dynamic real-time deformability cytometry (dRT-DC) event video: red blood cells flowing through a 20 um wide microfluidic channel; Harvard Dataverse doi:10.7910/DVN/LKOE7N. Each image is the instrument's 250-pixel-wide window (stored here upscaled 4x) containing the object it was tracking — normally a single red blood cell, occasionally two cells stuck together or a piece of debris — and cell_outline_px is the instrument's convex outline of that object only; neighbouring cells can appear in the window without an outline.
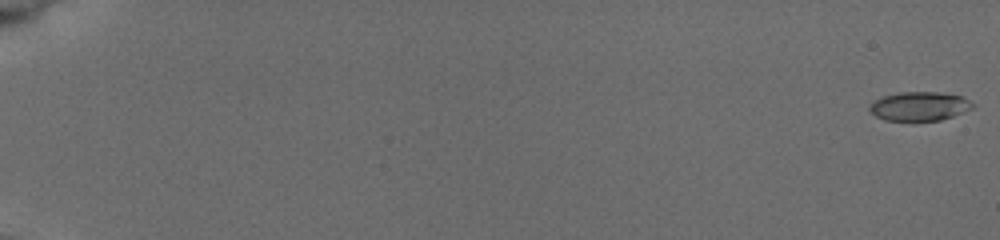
{"species": "common noctule bat (a hibernating species)", "species_latin": "Nyctalus noctula", "temperature_condition": "cold", "stored_images_in_passage": 51, "camera_frame_rate_fps": 3000, "um_per_image_px": 0.085, "animal": {"sex": "female", "body_mass_g": 19.5, "forearm_length_mm": 54.1}, "frame": {"image": 1, "passage_image": 1, "time_ms": 0.0, "image_size_px": [1000, 240], "cell_outline_px": [[976, 104], [972, 108], [952, 116], [940, 120], [884, 120], [876, 116], [868, 108], [876, 100], [884, 96], [900, 92], [936, 92], [964, 96]], "centroid_in_image_um": [78.2, 9.02], "position_along_channel_um": 6.8, "area_um2": 17.17}}
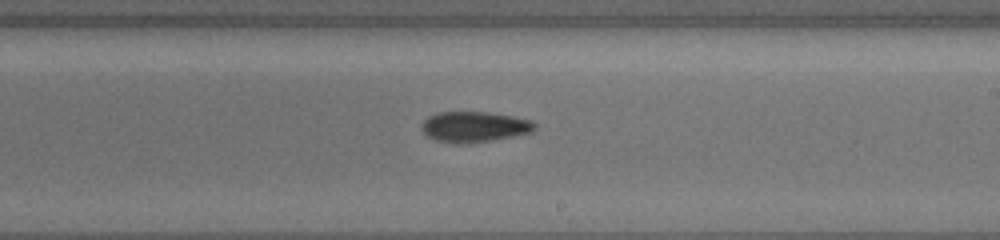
{"frame": {"image": 2, "passage_image": 28, "time_ms": 11.667, "image_size_px": [1000, 240], "cell_outline_px": [[536, 128], [532, 132], [472, 144], [456, 144], [436, 140], [428, 136], [420, 128], [420, 124], [428, 116], [436, 112], [488, 112], [512, 116], [532, 120], [536, 124]], "centroid_in_image_um": [40.29, 10.78], "position_along_channel_um": 248.7, "area_um2": 20.4}}
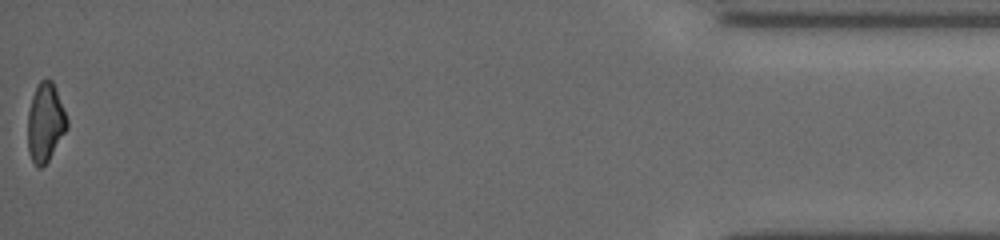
{"frame": {"image": 3, "passage_image": 51, "time_ms": 18.333, "image_size_px": [1000, 240], "cell_outline_px": [[68, 128], [48, 160], [40, 168], [32, 160], [28, 152], [28, 112], [32, 96], [40, 80], [52, 80], [56, 88], [68, 120]], "centroid_in_image_um": [3.86, 10.4], "position_along_channel_um": 431.3, "area_um2": 17.8}, "authors_computed_cell_mechanics": {"area_um2": 18.785, "velocity_mm_per_s": 3.8988, "shape_relaxation_time_tau1_ms": 6.3165, "shape_relaxation_time_tau2_ms": 8.7461, "deformation_change_tau1": 0.1346, "deformation_change_tau2": 0.1725}}